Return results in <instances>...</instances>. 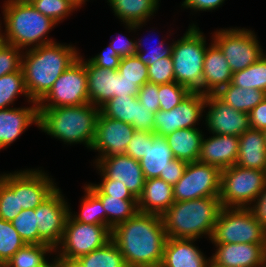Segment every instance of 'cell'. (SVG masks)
I'll return each instance as SVG.
<instances>
[{"label":"cell","mask_w":266,"mask_h":267,"mask_svg":"<svg viewBox=\"0 0 266 267\" xmlns=\"http://www.w3.org/2000/svg\"><path fill=\"white\" fill-rule=\"evenodd\" d=\"M167 239L161 215L138 211L112 229L127 267H160Z\"/></svg>","instance_id":"obj_1"},{"label":"cell","mask_w":266,"mask_h":267,"mask_svg":"<svg viewBox=\"0 0 266 267\" xmlns=\"http://www.w3.org/2000/svg\"><path fill=\"white\" fill-rule=\"evenodd\" d=\"M75 46L50 43L27 49L22 54L24 84L31 101L39 103L56 79L79 58Z\"/></svg>","instance_id":"obj_2"},{"label":"cell","mask_w":266,"mask_h":267,"mask_svg":"<svg viewBox=\"0 0 266 267\" xmlns=\"http://www.w3.org/2000/svg\"><path fill=\"white\" fill-rule=\"evenodd\" d=\"M38 128L64 144H84L91 150L96 136L100 108L86 103L38 109Z\"/></svg>","instance_id":"obj_3"},{"label":"cell","mask_w":266,"mask_h":267,"mask_svg":"<svg viewBox=\"0 0 266 267\" xmlns=\"http://www.w3.org/2000/svg\"><path fill=\"white\" fill-rule=\"evenodd\" d=\"M221 208L219 196L174 202L161 216L167 238L210 240Z\"/></svg>","instance_id":"obj_4"},{"label":"cell","mask_w":266,"mask_h":267,"mask_svg":"<svg viewBox=\"0 0 266 267\" xmlns=\"http://www.w3.org/2000/svg\"><path fill=\"white\" fill-rule=\"evenodd\" d=\"M3 5L5 33H0L1 41L21 50L56 42L48 38L47 34L57 23L36 10L31 3H4Z\"/></svg>","instance_id":"obj_5"},{"label":"cell","mask_w":266,"mask_h":267,"mask_svg":"<svg viewBox=\"0 0 266 267\" xmlns=\"http://www.w3.org/2000/svg\"><path fill=\"white\" fill-rule=\"evenodd\" d=\"M204 33L194 23L177 41H173L172 61L175 82L191 92L202 93L203 63L207 49Z\"/></svg>","instance_id":"obj_6"},{"label":"cell","mask_w":266,"mask_h":267,"mask_svg":"<svg viewBox=\"0 0 266 267\" xmlns=\"http://www.w3.org/2000/svg\"><path fill=\"white\" fill-rule=\"evenodd\" d=\"M210 240L213 244H266V229L249 208L222 207Z\"/></svg>","instance_id":"obj_7"},{"label":"cell","mask_w":266,"mask_h":267,"mask_svg":"<svg viewBox=\"0 0 266 267\" xmlns=\"http://www.w3.org/2000/svg\"><path fill=\"white\" fill-rule=\"evenodd\" d=\"M266 184V172L233 165L221 170L220 203L222 207L248 208Z\"/></svg>","instance_id":"obj_8"},{"label":"cell","mask_w":266,"mask_h":267,"mask_svg":"<svg viewBox=\"0 0 266 267\" xmlns=\"http://www.w3.org/2000/svg\"><path fill=\"white\" fill-rule=\"evenodd\" d=\"M111 236L112 230L109 227L78 222L69 215L60 246L54 249L55 255L73 263L79 257L106 245Z\"/></svg>","instance_id":"obj_9"},{"label":"cell","mask_w":266,"mask_h":267,"mask_svg":"<svg viewBox=\"0 0 266 267\" xmlns=\"http://www.w3.org/2000/svg\"><path fill=\"white\" fill-rule=\"evenodd\" d=\"M212 40L222 51L234 73L258 61L265 53L254 31L226 28L214 31Z\"/></svg>","instance_id":"obj_10"},{"label":"cell","mask_w":266,"mask_h":267,"mask_svg":"<svg viewBox=\"0 0 266 267\" xmlns=\"http://www.w3.org/2000/svg\"><path fill=\"white\" fill-rule=\"evenodd\" d=\"M81 55L54 82L38 109L78 106L89 103L85 61Z\"/></svg>","instance_id":"obj_11"},{"label":"cell","mask_w":266,"mask_h":267,"mask_svg":"<svg viewBox=\"0 0 266 267\" xmlns=\"http://www.w3.org/2000/svg\"><path fill=\"white\" fill-rule=\"evenodd\" d=\"M0 179L18 194L19 208L35 209L56 189L57 185L42 169H27L4 173Z\"/></svg>","instance_id":"obj_12"},{"label":"cell","mask_w":266,"mask_h":267,"mask_svg":"<svg viewBox=\"0 0 266 267\" xmlns=\"http://www.w3.org/2000/svg\"><path fill=\"white\" fill-rule=\"evenodd\" d=\"M221 171L199 161L188 163L182 178L173 186L175 202L220 196Z\"/></svg>","instance_id":"obj_13"},{"label":"cell","mask_w":266,"mask_h":267,"mask_svg":"<svg viewBox=\"0 0 266 267\" xmlns=\"http://www.w3.org/2000/svg\"><path fill=\"white\" fill-rule=\"evenodd\" d=\"M206 94L190 92L175 108L155 113L154 133L158 136H167L178 129L197 128L203 117Z\"/></svg>","instance_id":"obj_14"},{"label":"cell","mask_w":266,"mask_h":267,"mask_svg":"<svg viewBox=\"0 0 266 267\" xmlns=\"http://www.w3.org/2000/svg\"><path fill=\"white\" fill-rule=\"evenodd\" d=\"M64 197L58 187L36 208L39 244H48L55 249L62 241L70 208Z\"/></svg>","instance_id":"obj_15"},{"label":"cell","mask_w":266,"mask_h":267,"mask_svg":"<svg viewBox=\"0 0 266 267\" xmlns=\"http://www.w3.org/2000/svg\"><path fill=\"white\" fill-rule=\"evenodd\" d=\"M208 107L205 125L217 135L241 136L250 128L249 114L236 110L221 101L215 94H207L204 108Z\"/></svg>","instance_id":"obj_16"},{"label":"cell","mask_w":266,"mask_h":267,"mask_svg":"<svg viewBox=\"0 0 266 267\" xmlns=\"http://www.w3.org/2000/svg\"><path fill=\"white\" fill-rule=\"evenodd\" d=\"M135 131L131 124L108 118L100 112L91 150L98 151V158L123 155Z\"/></svg>","instance_id":"obj_17"},{"label":"cell","mask_w":266,"mask_h":267,"mask_svg":"<svg viewBox=\"0 0 266 267\" xmlns=\"http://www.w3.org/2000/svg\"><path fill=\"white\" fill-rule=\"evenodd\" d=\"M94 163L102 179L123 182L136 199L140 197L146 179L139 161L123 154L97 158Z\"/></svg>","instance_id":"obj_18"},{"label":"cell","mask_w":266,"mask_h":267,"mask_svg":"<svg viewBox=\"0 0 266 267\" xmlns=\"http://www.w3.org/2000/svg\"><path fill=\"white\" fill-rule=\"evenodd\" d=\"M217 248L210 257L219 267H265L266 244L228 243L214 244Z\"/></svg>","instance_id":"obj_19"},{"label":"cell","mask_w":266,"mask_h":267,"mask_svg":"<svg viewBox=\"0 0 266 267\" xmlns=\"http://www.w3.org/2000/svg\"><path fill=\"white\" fill-rule=\"evenodd\" d=\"M201 142L198 161L217 167L220 171L236 164L239 149V137L234 135H217Z\"/></svg>","instance_id":"obj_20"},{"label":"cell","mask_w":266,"mask_h":267,"mask_svg":"<svg viewBox=\"0 0 266 267\" xmlns=\"http://www.w3.org/2000/svg\"><path fill=\"white\" fill-rule=\"evenodd\" d=\"M32 124H39L38 103L30 107L0 109V150L11 145Z\"/></svg>","instance_id":"obj_21"},{"label":"cell","mask_w":266,"mask_h":267,"mask_svg":"<svg viewBox=\"0 0 266 267\" xmlns=\"http://www.w3.org/2000/svg\"><path fill=\"white\" fill-rule=\"evenodd\" d=\"M195 239L167 238L160 267H209L210 257L195 246Z\"/></svg>","instance_id":"obj_22"},{"label":"cell","mask_w":266,"mask_h":267,"mask_svg":"<svg viewBox=\"0 0 266 267\" xmlns=\"http://www.w3.org/2000/svg\"><path fill=\"white\" fill-rule=\"evenodd\" d=\"M232 75L227 59L212 41L204 56L202 94H215L232 81Z\"/></svg>","instance_id":"obj_23"},{"label":"cell","mask_w":266,"mask_h":267,"mask_svg":"<svg viewBox=\"0 0 266 267\" xmlns=\"http://www.w3.org/2000/svg\"><path fill=\"white\" fill-rule=\"evenodd\" d=\"M160 0H107L108 5L129 31H136L159 9Z\"/></svg>","instance_id":"obj_24"},{"label":"cell","mask_w":266,"mask_h":267,"mask_svg":"<svg viewBox=\"0 0 266 267\" xmlns=\"http://www.w3.org/2000/svg\"><path fill=\"white\" fill-rule=\"evenodd\" d=\"M137 201L140 212L162 216L175 202L173 186L160 178L146 179Z\"/></svg>","instance_id":"obj_25"},{"label":"cell","mask_w":266,"mask_h":267,"mask_svg":"<svg viewBox=\"0 0 266 267\" xmlns=\"http://www.w3.org/2000/svg\"><path fill=\"white\" fill-rule=\"evenodd\" d=\"M89 103L100 108L115 97L116 70L94 66L85 61Z\"/></svg>","instance_id":"obj_26"},{"label":"cell","mask_w":266,"mask_h":267,"mask_svg":"<svg viewBox=\"0 0 266 267\" xmlns=\"http://www.w3.org/2000/svg\"><path fill=\"white\" fill-rule=\"evenodd\" d=\"M235 165L266 172V142L263 130L249 128L239 136L238 158Z\"/></svg>","instance_id":"obj_27"},{"label":"cell","mask_w":266,"mask_h":267,"mask_svg":"<svg viewBox=\"0 0 266 267\" xmlns=\"http://www.w3.org/2000/svg\"><path fill=\"white\" fill-rule=\"evenodd\" d=\"M175 159L165 137L153 133L148 138L145 156L139 161L145 179L164 175L168 164Z\"/></svg>","instance_id":"obj_28"},{"label":"cell","mask_w":266,"mask_h":267,"mask_svg":"<svg viewBox=\"0 0 266 267\" xmlns=\"http://www.w3.org/2000/svg\"><path fill=\"white\" fill-rule=\"evenodd\" d=\"M204 134L199 128L178 129L165 136L173 156L187 163L198 161Z\"/></svg>","instance_id":"obj_29"},{"label":"cell","mask_w":266,"mask_h":267,"mask_svg":"<svg viewBox=\"0 0 266 267\" xmlns=\"http://www.w3.org/2000/svg\"><path fill=\"white\" fill-rule=\"evenodd\" d=\"M215 95L232 108L248 114L266 97V93L261 90L237 87L231 82L220 88Z\"/></svg>","instance_id":"obj_30"},{"label":"cell","mask_w":266,"mask_h":267,"mask_svg":"<svg viewBox=\"0 0 266 267\" xmlns=\"http://www.w3.org/2000/svg\"><path fill=\"white\" fill-rule=\"evenodd\" d=\"M73 263L77 267H127L123 255L112 240Z\"/></svg>","instance_id":"obj_31"},{"label":"cell","mask_w":266,"mask_h":267,"mask_svg":"<svg viewBox=\"0 0 266 267\" xmlns=\"http://www.w3.org/2000/svg\"><path fill=\"white\" fill-rule=\"evenodd\" d=\"M106 210V226L111 230L132 218L138 210L137 200H122L110 196H97Z\"/></svg>","instance_id":"obj_32"},{"label":"cell","mask_w":266,"mask_h":267,"mask_svg":"<svg viewBox=\"0 0 266 267\" xmlns=\"http://www.w3.org/2000/svg\"><path fill=\"white\" fill-rule=\"evenodd\" d=\"M100 112L111 119L136 126L137 96H115L100 107Z\"/></svg>","instance_id":"obj_33"},{"label":"cell","mask_w":266,"mask_h":267,"mask_svg":"<svg viewBox=\"0 0 266 267\" xmlns=\"http://www.w3.org/2000/svg\"><path fill=\"white\" fill-rule=\"evenodd\" d=\"M54 253L48 244H25L4 267H43L48 261L47 254Z\"/></svg>","instance_id":"obj_34"},{"label":"cell","mask_w":266,"mask_h":267,"mask_svg":"<svg viewBox=\"0 0 266 267\" xmlns=\"http://www.w3.org/2000/svg\"><path fill=\"white\" fill-rule=\"evenodd\" d=\"M85 195L81 199V212L75 215L69 209V215L78 222L106 226V210L101 200L87 187L84 186Z\"/></svg>","instance_id":"obj_35"},{"label":"cell","mask_w":266,"mask_h":267,"mask_svg":"<svg viewBox=\"0 0 266 267\" xmlns=\"http://www.w3.org/2000/svg\"><path fill=\"white\" fill-rule=\"evenodd\" d=\"M231 83L237 87L258 89L266 93V54L247 68L234 72Z\"/></svg>","instance_id":"obj_36"},{"label":"cell","mask_w":266,"mask_h":267,"mask_svg":"<svg viewBox=\"0 0 266 267\" xmlns=\"http://www.w3.org/2000/svg\"><path fill=\"white\" fill-rule=\"evenodd\" d=\"M20 94L27 97L28 103H33L25 88L22 68L0 77V109L10 108Z\"/></svg>","instance_id":"obj_37"},{"label":"cell","mask_w":266,"mask_h":267,"mask_svg":"<svg viewBox=\"0 0 266 267\" xmlns=\"http://www.w3.org/2000/svg\"><path fill=\"white\" fill-rule=\"evenodd\" d=\"M25 244L11 222L0 218V267Z\"/></svg>","instance_id":"obj_38"},{"label":"cell","mask_w":266,"mask_h":267,"mask_svg":"<svg viewBox=\"0 0 266 267\" xmlns=\"http://www.w3.org/2000/svg\"><path fill=\"white\" fill-rule=\"evenodd\" d=\"M31 5L57 24L79 8L72 0H33Z\"/></svg>","instance_id":"obj_39"},{"label":"cell","mask_w":266,"mask_h":267,"mask_svg":"<svg viewBox=\"0 0 266 267\" xmlns=\"http://www.w3.org/2000/svg\"><path fill=\"white\" fill-rule=\"evenodd\" d=\"M10 222L26 244H39L36 208L22 210Z\"/></svg>","instance_id":"obj_40"},{"label":"cell","mask_w":266,"mask_h":267,"mask_svg":"<svg viewBox=\"0 0 266 267\" xmlns=\"http://www.w3.org/2000/svg\"><path fill=\"white\" fill-rule=\"evenodd\" d=\"M118 72L128 81L142 87L148 81L147 65H145L136 55L122 57Z\"/></svg>","instance_id":"obj_41"},{"label":"cell","mask_w":266,"mask_h":267,"mask_svg":"<svg viewBox=\"0 0 266 267\" xmlns=\"http://www.w3.org/2000/svg\"><path fill=\"white\" fill-rule=\"evenodd\" d=\"M191 91L177 82L158 85L160 110L168 111L175 108Z\"/></svg>","instance_id":"obj_42"},{"label":"cell","mask_w":266,"mask_h":267,"mask_svg":"<svg viewBox=\"0 0 266 267\" xmlns=\"http://www.w3.org/2000/svg\"><path fill=\"white\" fill-rule=\"evenodd\" d=\"M86 186L96 195V196H110L116 197L122 200H137L124 186L123 182H118L112 179H102L99 184L89 183Z\"/></svg>","instance_id":"obj_43"},{"label":"cell","mask_w":266,"mask_h":267,"mask_svg":"<svg viewBox=\"0 0 266 267\" xmlns=\"http://www.w3.org/2000/svg\"><path fill=\"white\" fill-rule=\"evenodd\" d=\"M22 54L20 48L0 40V77L21 69Z\"/></svg>","instance_id":"obj_44"},{"label":"cell","mask_w":266,"mask_h":267,"mask_svg":"<svg viewBox=\"0 0 266 267\" xmlns=\"http://www.w3.org/2000/svg\"><path fill=\"white\" fill-rule=\"evenodd\" d=\"M148 81L154 84H166L175 81L172 57H164L147 66Z\"/></svg>","instance_id":"obj_45"},{"label":"cell","mask_w":266,"mask_h":267,"mask_svg":"<svg viewBox=\"0 0 266 267\" xmlns=\"http://www.w3.org/2000/svg\"><path fill=\"white\" fill-rule=\"evenodd\" d=\"M22 210L23 208H19L18 194L0 179V218L11 221Z\"/></svg>","instance_id":"obj_46"},{"label":"cell","mask_w":266,"mask_h":267,"mask_svg":"<svg viewBox=\"0 0 266 267\" xmlns=\"http://www.w3.org/2000/svg\"><path fill=\"white\" fill-rule=\"evenodd\" d=\"M144 41V40H143ZM142 41V39L136 40V53L135 55L145 64V65H152L154 61H157L164 57L172 56L173 51V42L167 45V43H164V41L161 40V42L157 41L158 44L156 47L151 48V50H145L142 47L145 44ZM144 44H143V43ZM166 44V45H165ZM146 46V45H145Z\"/></svg>","instance_id":"obj_47"},{"label":"cell","mask_w":266,"mask_h":267,"mask_svg":"<svg viewBox=\"0 0 266 267\" xmlns=\"http://www.w3.org/2000/svg\"><path fill=\"white\" fill-rule=\"evenodd\" d=\"M149 131H135L125 150V154L140 161L146 153L148 138L152 135Z\"/></svg>","instance_id":"obj_48"},{"label":"cell","mask_w":266,"mask_h":267,"mask_svg":"<svg viewBox=\"0 0 266 267\" xmlns=\"http://www.w3.org/2000/svg\"><path fill=\"white\" fill-rule=\"evenodd\" d=\"M138 100L150 111L156 113L160 110V103L158 97V84L147 82L138 92Z\"/></svg>","instance_id":"obj_49"},{"label":"cell","mask_w":266,"mask_h":267,"mask_svg":"<svg viewBox=\"0 0 266 267\" xmlns=\"http://www.w3.org/2000/svg\"><path fill=\"white\" fill-rule=\"evenodd\" d=\"M88 60L96 67L118 70L121 57L117 55L109 44L102 52Z\"/></svg>","instance_id":"obj_50"},{"label":"cell","mask_w":266,"mask_h":267,"mask_svg":"<svg viewBox=\"0 0 266 267\" xmlns=\"http://www.w3.org/2000/svg\"><path fill=\"white\" fill-rule=\"evenodd\" d=\"M155 113L142 105L137 97L136 131H149L154 133Z\"/></svg>","instance_id":"obj_51"},{"label":"cell","mask_w":266,"mask_h":267,"mask_svg":"<svg viewBox=\"0 0 266 267\" xmlns=\"http://www.w3.org/2000/svg\"><path fill=\"white\" fill-rule=\"evenodd\" d=\"M187 164V162L175 158L168 164L164 175H160L159 178L174 186L182 178Z\"/></svg>","instance_id":"obj_52"},{"label":"cell","mask_w":266,"mask_h":267,"mask_svg":"<svg viewBox=\"0 0 266 267\" xmlns=\"http://www.w3.org/2000/svg\"><path fill=\"white\" fill-rule=\"evenodd\" d=\"M116 37V39L112 40L109 44L111 45L112 49L117 53L118 56L127 57L133 56L136 53V45L135 41L125 36Z\"/></svg>","instance_id":"obj_53"},{"label":"cell","mask_w":266,"mask_h":267,"mask_svg":"<svg viewBox=\"0 0 266 267\" xmlns=\"http://www.w3.org/2000/svg\"><path fill=\"white\" fill-rule=\"evenodd\" d=\"M250 128L266 129V97L249 113Z\"/></svg>","instance_id":"obj_54"},{"label":"cell","mask_w":266,"mask_h":267,"mask_svg":"<svg viewBox=\"0 0 266 267\" xmlns=\"http://www.w3.org/2000/svg\"><path fill=\"white\" fill-rule=\"evenodd\" d=\"M248 208L255 219L266 229V184L258 198Z\"/></svg>","instance_id":"obj_55"},{"label":"cell","mask_w":266,"mask_h":267,"mask_svg":"<svg viewBox=\"0 0 266 267\" xmlns=\"http://www.w3.org/2000/svg\"><path fill=\"white\" fill-rule=\"evenodd\" d=\"M140 86L133 81H128L116 70V92L115 96H137Z\"/></svg>","instance_id":"obj_56"},{"label":"cell","mask_w":266,"mask_h":267,"mask_svg":"<svg viewBox=\"0 0 266 267\" xmlns=\"http://www.w3.org/2000/svg\"><path fill=\"white\" fill-rule=\"evenodd\" d=\"M225 0H184L181 7L196 11H212L218 9Z\"/></svg>","instance_id":"obj_57"},{"label":"cell","mask_w":266,"mask_h":267,"mask_svg":"<svg viewBox=\"0 0 266 267\" xmlns=\"http://www.w3.org/2000/svg\"><path fill=\"white\" fill-rule=\"evenodd\" d=\"M52 262H47L43 267H71V262H68L66 260H62L55 256Z\"/></svg>","instance_id":"obj_58"},{"label":"cell","mask_w":266,"mask_h":267,"mask_svg":"<svg viewBox=\"0 0 266 267\" xmlns=\"http://www.w3.org/2000/svg\"><path fill=\"white\" fill-rule=\"evenodd\" d=\"M33 0H7L5 3H31Z\"/></svg>","instance_id":"obj_59"},{"label":"cell","mask_w":266,"mask_h":267,"mask_svg":"<svg viewBox=\"0 0 266 267\" xmlns=\"http://www.w3.org/2000/svg\"><path fill=\"white\" fill-rule=\"evenodd\" d=\"M74 3H76L80 8L82 4H84V0H72Z\"/></svg>","instance_id":"obj_60"},{"label":"cell","mask_w":266,"mask_h":267,"mask_svg":"<svg viewBox=\"0 0 266 267\" xmlns=\"http://www.w3.org/2000/svg\"><path fill=\"white\" fill-rule=\"evenodd\" d=\"M263 135H264V139H265V142H266V129L263 130Z\"/></svg>","instance_id":"obj_61"},{"label":"cell","mask_w":266,"mask_h":267,"mask_svg":"<svg viewBox=\"0 0 266 267\" xmlns=\"http://www.w3.org/2000/svg\"><path fill=\"white\" fill-rule=\"evenodd\" d=\"M209 267H219V266H215L210 262Z\"/></svg>","instance_id":"obj_62"},{"label":"cell","mask_w":266,"mask_h":267,"mask_svg":"<svg viewBox=\"0 0 266 267\" xmlns=\"http://www.w3.org/2000/svg\"><path fill=\"white\" fill-rule=\"evenodd\" d=\"M71 267H77L74 263H71Z\"/></svg>","instance_id":"obj_63"},{"label":"cell","mask_w":266,"mask_h":267,"mask_svg":"<svg viewBox=\"0 0 266 267\" xmlns=\"http://www.w3.org/2000/svg\"><path fill=\"white\" fill-rule=\"evenodd\" d=\"M1 24H2V22H0V33L2 32V30H1V28H2V27H1Z\"/></svg>","instance_id":"obj_64"}]
</instances>
